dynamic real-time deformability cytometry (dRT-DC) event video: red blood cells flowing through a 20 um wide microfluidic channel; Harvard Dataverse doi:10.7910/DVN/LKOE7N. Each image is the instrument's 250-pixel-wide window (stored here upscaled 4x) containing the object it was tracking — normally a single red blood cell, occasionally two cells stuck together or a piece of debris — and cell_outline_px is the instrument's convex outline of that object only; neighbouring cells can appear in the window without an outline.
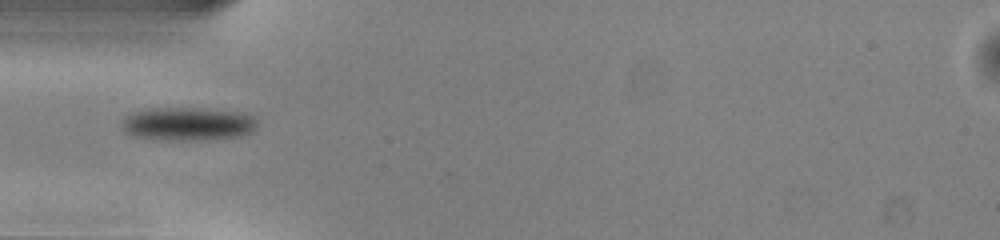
{"species": "common noctule bat (a hibernating species)", "species_latin": "Nyctalus noctula", "temperature_condition": "warm", "stored_images_in_passage": 31, "camera_frame_rate_fps": 3000, "um_per_image_px": 0.085, "animal": {"sex": "male", "body_mass_g": 13.0, "forearm_length_mm": 53.1}, "frame": {"image": 1, "passage_image": 1, "time_ms": 0.0, "image_size_px": [1000, 240], "cell_outline_px": [[256, 128], [252, 132], [240, 136], [208, 140], [152, 140], [132, 136], [124, 132], [124, 120], [128, 116], [136, 112], [152, 108], [196, 108], [248, 112], [256, 120]], "centroid_in_image_um": [16.02, 10.55], "position_along_channel_um": 69.0, "area_um2": 26.53}}
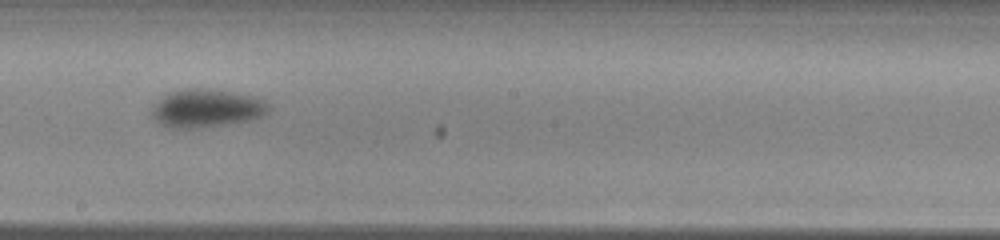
{"frame": {"image": 2, "passage_image": 13, "time_ms": 4.0, "image_size_px": [1000, 240], "cell_outline_px": [[272, 108], [268, 112], [260, 116], [248, 120], [224, 124], [192, 128], [172, 128], [160, 124], [152, 116], [152, 108], [168, 92], [184, 88], [204, 88], [232, 92], [256, 96], [272, 104]], "centroid_in_image_um": [17.59, 9.18], "position_along_channel_um": 230.6, "area_um2": 25.89}}
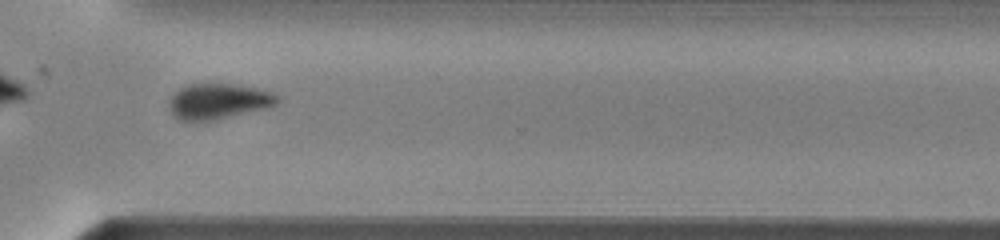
{"frame": {"image": 3, "passage_image": 22, "time_ms": 7.0, "image_size_px": [1000, 240], "cell_outline_px": [[280, 100], [276, 104], [268, 108], [212, 120], [180, 120], [172, 116], [168, 108], [168, 100], [180, 88], [188, 84], [232, 84], [256, 88], [272, 92], [280, 96]], "centroid_in_image_um": [18.55, 8.61], "position_along_channel_um": 352.0, "area_um2": 22.43}, "authors_computed_cell_mechanics": {"area_um2": 24.9696, "velocity_mm_per_s": 4.039, "shape_relaxation_time_tau1_ms": 2.2482, "shape_relaxation_time_tau2_ms": null, "deformation_change_tau1": 0.1002, "deformation_change_tau2": null}}